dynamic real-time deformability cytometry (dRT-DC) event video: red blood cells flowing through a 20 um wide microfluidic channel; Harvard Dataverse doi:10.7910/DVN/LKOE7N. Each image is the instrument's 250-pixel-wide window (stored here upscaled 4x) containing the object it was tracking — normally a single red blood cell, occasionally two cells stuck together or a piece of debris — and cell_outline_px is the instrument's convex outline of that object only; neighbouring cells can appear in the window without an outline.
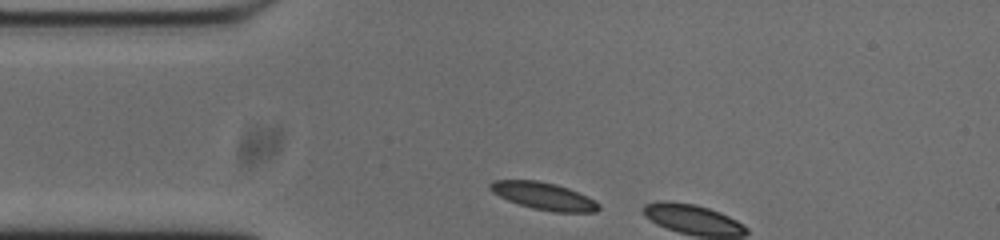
{"species": "common noctule bat (a hibernating species)", "species_latin": "Nyctalus noctula", "temperature_condition": "cold", "stored_images_in_passage": 3, "camera_frame_rate_fps": 3000, "um_per_image_px": 0.085, "animal": {"sex": "male", "body_mass_g": 20.0, "forearm_length_mm": 53.3}, "frame": {"image": 1, "passage_image": 1, "time_ms": 0.0, "image_size_px": [1000, 240], "cell_outline_px": [[600, 208], [596, 212], [552, 212], [532, 208], [508, 200], [492, 192], [488, 188], [488, 184], [492, 180], [536, 180], [556, 184], [568, 188], [588, 196], [600, 204]], "centroid_in_image_um": [46.22, 16.66], "position_along_channel_um": 38.8, "area_um2": 17.34}}